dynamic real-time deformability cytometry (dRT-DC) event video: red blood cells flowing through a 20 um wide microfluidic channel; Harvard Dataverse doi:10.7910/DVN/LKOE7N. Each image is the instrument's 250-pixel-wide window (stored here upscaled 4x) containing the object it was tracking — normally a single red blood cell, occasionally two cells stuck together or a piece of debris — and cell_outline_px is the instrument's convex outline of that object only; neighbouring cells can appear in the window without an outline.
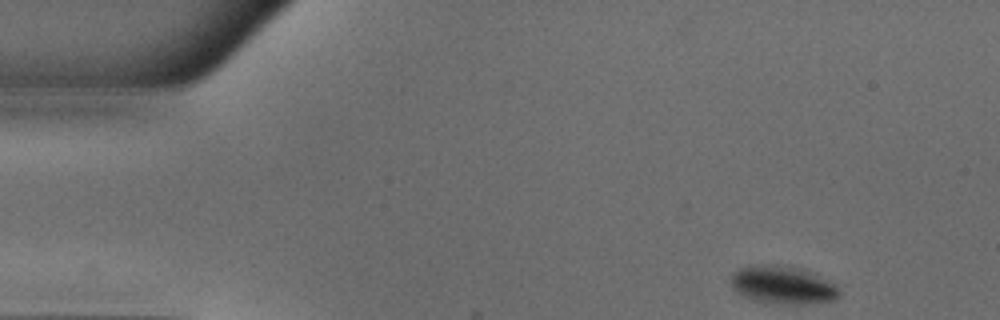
{"species": "common noctule bat (a hibernating species)", "species_latin": "Nyctalus noctula", "temperature_condition": "warm", "stored_images_in_passage": 46, "camera_frame_rate_fps": 3000, "um_per_image_px": 0.085, "animal": {"sex": "male", "body_mass_g": 18.8}, "frame": {"image": 1, "passage_image": 1, "time_ms": 0.0, "image_size_px": [1000, 320], "cell_outline_px": [[840, 296], [836, 300], [808, 304], [796, 304], [756, 300], [744, 296], [736, 292], [732, 288], [732, 272], [740, 268], [752, 264], [772, 264], [800, 268], [832, 284], [840, 292]], "centroid_in_image_um": [66.49, 24.21], "position_along_channel_um": 18.5, "area_um2": 23.47}}
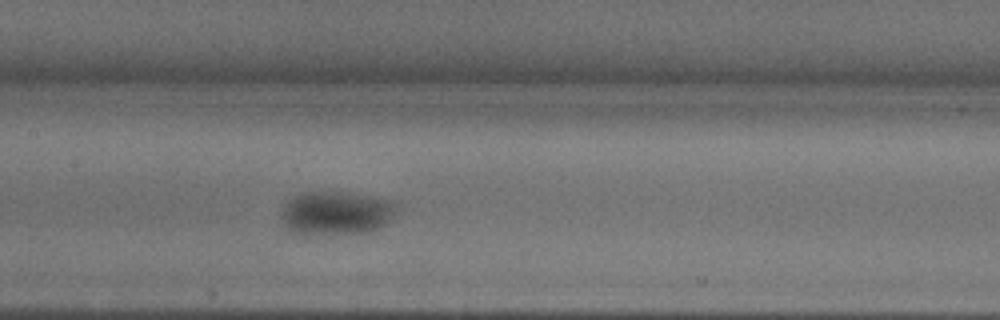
{"frame": {"image": 2, "passage_image": 20, "time_ms": 6.333, "image_size_px": [1000, 320], "cell_outline_px": [[396, 208], [392, 220], [380, 228], [368, 232], [296, 232], [288, 228], [284, 224], [280, 212], [284, 204], [292, 196], [304, 192], [340, 192], [368, 196], [388, 200], [396, 204]], "centroid_in_image_um": [28.58, 18.07], "position_along_channel_um": 178.8, "area_um2": 28.5}}
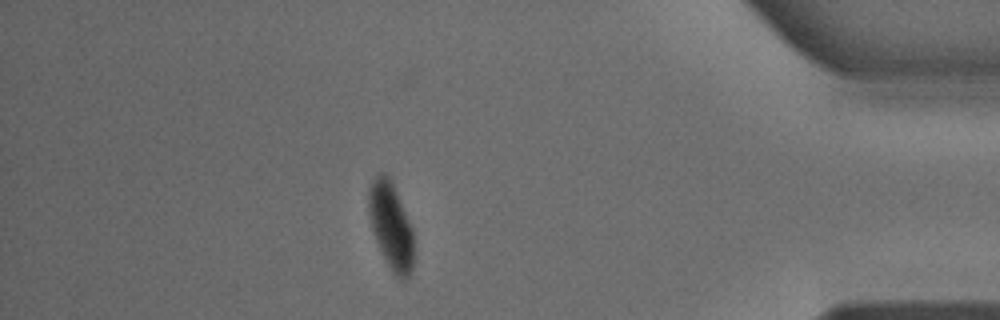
{"frame": {"image": 3, "passage_image": 40, "time_ms": 13.0, "image_size_px": [1000, 320], "cell_outline_px": [[412, 272], [408, 280], [400, 280], [392, 272], [376, 240], [372, 228], [368, 212], [368, 188], [372, 180], [380, 172], [384, 172], [388, 176], [392, 184], [412, 228]], "centroid_in_image_um": [33.21, 19.22], "position_along_channel_um": 402.0, "area_um2": 22.37}, "authors_computed_cell_mechanics": {"area_um2": 27.3105, "velocity_mm_per_s": 3.9631, "shape_relaxation_time_tau1_ms": 9.7706, "shape_relaxation_time_tau2_ms": null, "deformation_change_tau1": 0.2147, "deformation_change_tau2": null}}